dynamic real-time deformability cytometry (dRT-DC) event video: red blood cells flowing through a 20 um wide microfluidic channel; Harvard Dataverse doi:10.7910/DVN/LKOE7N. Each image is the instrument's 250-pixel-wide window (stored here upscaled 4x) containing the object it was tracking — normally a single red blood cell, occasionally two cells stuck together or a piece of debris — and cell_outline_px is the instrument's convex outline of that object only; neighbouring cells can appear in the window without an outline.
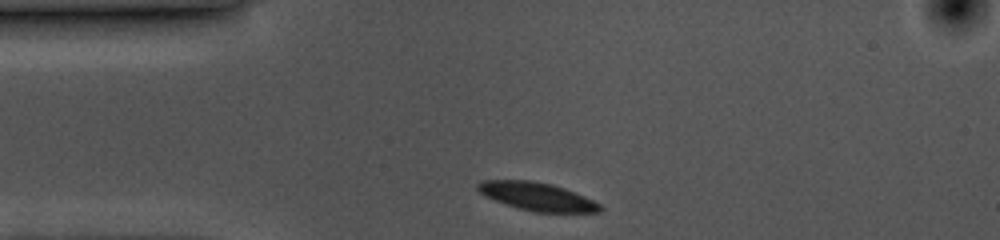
{"species": "common noctule bat (a hibernating species)", "species_latin": "Nyctalus noctula", "temperature_condition": "cold", "stored_images_in_passage": 32, "camera_frame_rate_fps": 3000, "um_per_image_px": 0.085, "animal": {"sex": "female", "body_mass_g": 10.0, "forearm_length_mm": 53.1}, "frame": {"image": 1, "passage_image": 1, "time_ms": 0.0, "image_size_px": [1000, 240], "cell_outline_px": [[604, 208], [600, 212], [532, 212], [504, 204], [480, 192], [476, 188], [476, 184], [484, 180], [528, 180], [552, 184], [564, 188], [584, 196], [600, 204]], "centroid_in_image_um": [45.67, 16.71], "position_along_channel_um": 39.3, "area_um2": 19.88}}
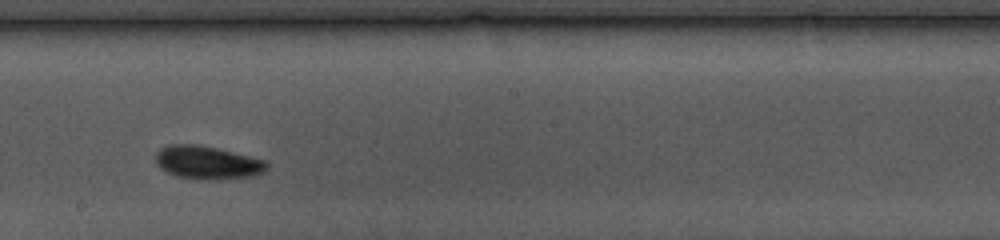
{"frame": {"image": 2, "passage_image": 19, "time_ms": 6.0, "image_size_px": [1000, 240], "cell_outline_px": [[268, 168], [264, 172], [252, 176], [208, 180], [196, 180], [176, 176], [160, 168], [156, 164], [156, 152], [160, 148], [172, 144], [196, 144], [216, 148], [268, 160]], "centroid_in_image_um": [17.64, 13.82], "position_along_channel_um": 230.6, "area_um2": 21.68}}
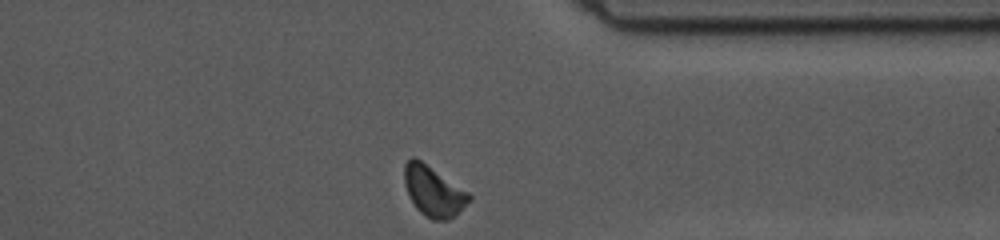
{"frame": {"image": 3, "passage_image": 32, "time_ms": 10.333, "image_size_px": [1000, 240], "cell_outline_px": [[472, 200], [456, 216], [448, 220], [432, 220], [420, 212], [416, 208], [408, 196], [404, 184], [404, 164], [412, 156], [416, 156], [468, 192], [472, 196]], "centroid_in_image_um": [36.84, 16.25], "position_along_channel_um": 374.6, "area_um2": 19.31}, "authors_computed_cell_mechanics": {"area_um2": 20.2011, "velocity_mm_per_s": 3.5008, "shape_relaxation_time_tau1_ms": 2.1726, "shape_relaxation_time_tau2_ms": null, "deformation_change_tau1": 0.0714, "deformation_change_tau2": null}}